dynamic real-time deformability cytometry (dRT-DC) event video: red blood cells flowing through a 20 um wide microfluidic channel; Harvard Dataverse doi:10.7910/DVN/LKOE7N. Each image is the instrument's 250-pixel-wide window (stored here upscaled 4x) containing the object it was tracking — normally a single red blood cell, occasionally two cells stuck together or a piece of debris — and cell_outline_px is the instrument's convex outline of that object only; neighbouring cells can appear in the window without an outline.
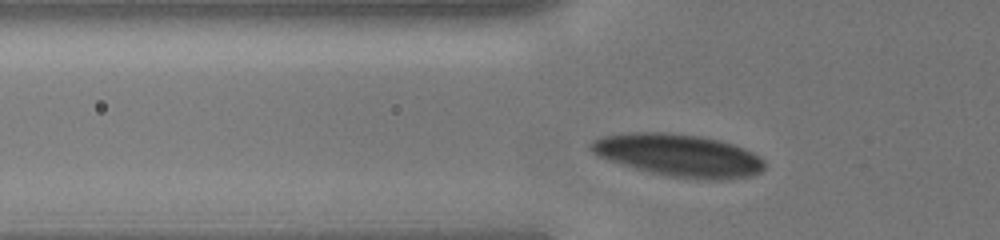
{"species": "human", "species_latin": "Homo sapiens", "temperature_condition": "cold", "stored_images_in_passage": 28, "camera_frame_rate_fps": 3000, "um_per_image_px": 0.085, "donor": {"sex": "male"}, "frame": {"image": 1, "passage_image": 5, "time_ms": 1.333, "image_size_px": [1000, 240], "cell_outline_px": [[764, 168], [760, 172], [748, 176], [716, 180], [668, 176], [636, 168], [608, 160], [596, 156], [588, 148], [588, 144], [592, 140], [600, 136], [628, 132], [664, 132], [700, 136], [720, 140], [744, 148], [760, 156], [764, 160]], "centroid_in_image_um": [57.63, 13.18], "position_along_channel_um": 68.2, "area_um2": 42.89}}
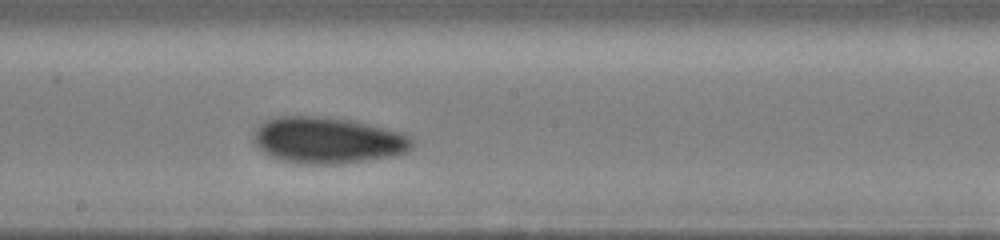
{"frame": {"image": 2, "passage_image": 15, "time_ms": 4.667, "image_size_px": [1000, 240], "cell_outline_px": [[412, 148], [408, 152], [392, 156], [336, 164], [304, 164], [284, 160], [268, 156], [252, 140], [252, 136], [256, 128], [264, 120], [280, 116], [316, 116], [356, 120], [400, 132], [412, 136]], "centroid_in_image_um": [27.85, 11.91], "position_along_channel_um": 220.4, "area_um2": 43.0}}
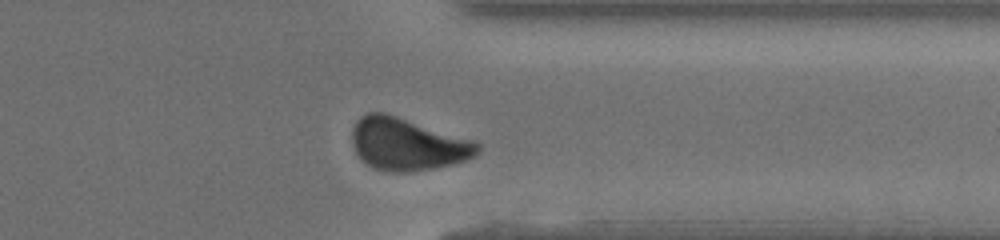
{"frame": {"image": 3, "passage_image": 25, "time_ms": 8.0, "image_size_px": [1000, 240], "cell_outline_px": [[480, 152], [476, 156], [468, 160], [452, 164], [432, 168], [408, 172], [388, 172], [372, 168], [360, 160], [352, 144], [352, 128], [356, 120], [360, 116], [368, 112], [384, 112], [476, 140], [480, 144]], "centroid_in_image_um": [34.64, 12.25], "position_along_channel_um": 376.8, "area_um2": 38.9}}